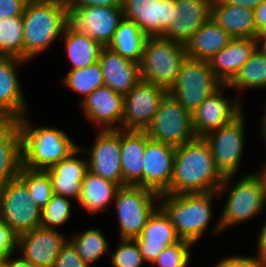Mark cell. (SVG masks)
Segmentation results:
<instances>
[{
    "mask_svg": "<svg viewBox=\"0 0 266 267\" xmlns=\"http://www.w3.org/2000/svg\"><path fill=\"white\" fill-rule=\"evenodd\" d=\"M29 61L0 56V119H20L29 114L18 68Z\"/></svg>",
    "mask_w": 266,
    "mask_h": 267,
    "instance_id": "ac0fdd59",
    "label": "cell"
},
{
    "mask_svg": "<svg viewBox=\"0 0 266 267\" xmlns=\"http://www.w3.org/2000/svg\"><path fill=\"white\" fill-rule=\"evenodd\" d=\"M224 176L216 168L210 146L204 137H195L177 146L169 194L217 191Z\"/></svg>",
    "mask_w": 266,
    "mask_h": 267,
    "instance_id": "6da1fadb",
    "label": "cell"
},
{
    "mask_svg": "<svg viewBox=\"0 0 266 267\" xmlns=\"http://www.w3.org/2000/svg\"><path fill=\"white\" fill-rule=\"evenodd\" d=\"M104 86L125 96L140 80L139 64L122 57L108 47L100 54Z\"/></svg>",
    "mask_w": 266,
    "mask_h": 267,
    "instance_id": "d4e9b609",
    "label": "cell"
},
{
    "mask_svg": "<svg viewBox=\"0 0 266 267\" xmlns=\"http://www.w3.org/2000/svg\"><path fill=\"white\" fill-rule=\"evenodd\" d=\"M147 38L134 22L123 19L107 47L122 57L139 64Z\"/></svg>",
    "mask_w": 266,
    "mask_h": 267,
    "instance_id": "1f68e13d",
    "label": "cell"
},
{
    "mask_svg": "<svg viewBox=\"0 0 266 267\" xmlns=\"http://www.w3.org/2000/svg\"><path fill=\"white\" fill-rule=\"evenodd\" d=\"M144 132L150 140L175 147L196 137L192 127V114L169 93L162 99Z\"/></svg>",
    "mask_w": 266,
    "mask_h": 267,
    "instance_id": "9c48e42d",
    "label": "cell"
},
{
    "mask_svg": "<svg viewBox=\"0 0 266 267\" xmlns=\"http://www.w3.org/2000/svg\"><path fill=\"white\" fill-rule=\"evenodd\" d=\"M61 38L65 44L66 58L71 63L69 70L84 68L99 61L104 46L88 34L78 31L70 23L64 29Z\"/></svg>",
    "mask_w": 266,
    "mask_h": 267,
    "instance_id": "4dcf8cb0",
    "label": "cell"
},
{
    "mask_svg": "<svg viewBox=\"0 0 266 267\" xmlns=\"http://www.w3.org/2000/svg\"><path fill=\"white\" fill-rule=\"evenodd\" d=\"M222 85L211 70L209 61L186 58L168 93L193 114Z\"/></svg>",
    "mask_w": 266,
    "mask_h": 267,
    "instance_id": "ba28073f",
    "label": "cell"
},
{
    "mask_svg": "<svg viewBox=\"0 0 266 267\" xmlns=\"http://www.w3.org/2000/svg\"><path fill=\"white\" fill-rule=\"evenodd\" d=\"M61 79L63 86L81 95L80 103L93 91L104 86L103 73L99 61L84 68L69 70Z\"/></svg>",
    "mask_w": 266,
    "mask_h": 267,
    "instance_id": "e575fe53",
    "label": "cell"
},
{
    "mask_svg": "<svg viewBox=\"0 0 266 267\" xmlns=\"http://www.w3.org/2000/svg\"><path fill=\"white\" fill-rule=\"evenodd\" d=\"M260 228L259 234H257V255L260 256L266 262V218L265 222Z\"/></svg>",
    "mask_w": 266,
    "mask_h": 267,
    "instance_id": "c3c4849f",
    "label": "cell"
},
{
    "mask_svg": "<svg viewBox=\"0 0 266 267\" xmlns=\"http://www.w3.org/2000/svg\"><path fill=\"white\" fill-rule=\"evenodd\" d=\"M214 267H266V262L260 256L230 255L223 257Z\"/></svg>",
    "mask_w": 266,
    "mask_h": 267,
    "instance_id": "60d3db41",
    "label": "cell"
},
{
    "mask_svg": "<svg viewBox=\"0 0 266 267\" xmlns=\"http://www.w3.org/2000/svg\"><path fill=\"white\" fill-rule=\"evenodd\" d=\"M41 212L18 177L0 188V220L18 236L41 225Z\"/></svg>",
    "mask_w": 266,
    "mask_h": 267,
    "instance_id": "8fae6325",
    "label": "cell"
},
{
    "mask_svg": "<svg viewBox=\"0 0 266 267\" xmlns=\"http://www.w3.org/2000/svg\"><path fill=\"white\" fill-rule=\"evenodd\" d=\"M218 3L226 5L241 6L248 9H255L264 0H216Z\"/></svg>",
    "mask_w": 266,
    "mask_h": 267,
    "instance_id": "681fc988",
    "label": "cell"
},
{
    "mask_svg": "<svg viewBox=\"0 0 266 267\" xmlns=\"http://www.w3.org/2000/svg\"><path fill=\"white\" fill-rule=\"evenodd\" d=\"M228 85L231 90L238 91L237 97L241 101L240 95L245 90L266 89V52L258 47Z\"/></svg>",
    "mask_w": 266,
    "mask_h": 267,
    "instance_id": "d6a6232c",
    "label": "cell"
},
{
    "mask_svg": "<svg viewBox=\"0 0 266 267\" xmlns=\"http://www.w3.org/2000/svg\"><path fill=\"white\" fill-rule=\"evenodd\" d=\"M54 1L65 4L68 6L73 0H54Z\"/></svg>",
    "mask_w": 266,
    "mask_h": 267,
    "instance_id": "db71d44e",
    "label": "cell"
},
{
    "mask_svg": "<svg viewBox=\"0 0 266 267\" xmlns=\"http://www.w3.org/2000/svg\"><path fill=\"white\" fill-rule=\"evenodd\" d=\"M234 178L236 179L235 175L225 176L221 186L217 189L220 199L223 198L224 193L227 196H225L226 201H224L218 220L215 221V225L212 224L213 228L210 233L215 234L214 236H220L229 228L243 224L265 212L264 187L255 171L243 174L236 182Z\"/></svg>",
    "mask_w": 266,
    "mask_h": 267,
    "instance_id": "7a4b0ae2",
    "label": "cell"
},
{
    "mask_svg": "<svg viewBox=\"0 0 266 267\" xmlns=\"http://www.w3.org/2000/svg\"><path fill=\"white\" fill-rule=\"evenodd\" d=\"M116 249L110 251L112 267H143L145 262L142 254L132 239H119Z\"/></svg>",
    "mask_w": 266,
    "mask_h": 267,
    "instance_id": "ab89813d",
    "label": "cell"
},
{
    "mask_svg": "<svg viewBox=\"0 0 266 267\" xmlns=\"http://www.w3.org/2000/svg\"><path fill=\"white\" fill-rule=\"evenodd\" d=\"M213 0H175L170 28L165 38L182 44L211 18Z\"/></svg>",
    "mask_w": 266,
    "mask_h": 267,
    "instance_id": "44dd1931",
    "label": "cell"
},
{
    "mask_svg": "<svg viewBox=\"0 0 266 267\" xmlns=\"http://www.w3.org/2000/svg\"><path fill=\"white\" fill-rule=\"evenodd\" d=\"M159 196L152 189L125 185L118 188L114 196L119 239L138 237L149 217L159 207Z\"/></svg>",
    "mask_w": 266,
    "mask_h": 267,
    "instance_id": "52a82bcc",
    "label": "cell"
},
{
    "mask_svg": "<svg viewBox=\"0 0 266 267\" xmlns=\"http://www.w3.org/2000/svg\"><path fill=\"white\" fill-rule=\"evenodd\" d=\"M69 23L107 47L120 22L124 19L122 6H89L68 8Z\"/></svg>",
    "mask_w": 266,
    "mask_h": 267,
    "instance_id": "9a60e30c",
    "label": "cell"
},
{
    "mask_svg": "<svg viewBox=\"0 0 266 267\" xmlns=\"http://www.w3.org/2000/svg\"><path fill=\"white\" fill-rule=\"evenodd\" d=\"M244 113L243 110L231 122L204 136L210 146L216 168L224 177L237 176L243 161L247 131Z\"/></svg>",
    "mask_w": 266,
    "mask_h": 267,
    "instance_id": "30bf717a",
    "label": "cell"
},
{
    "mask_svg": "<svg viewBox=\"0 0 266 267\" xmlns=\"http://www.w3.org/2000/svg\"><path fill=\"white\" fill-rule=\"evenodd\" d=\"M29 0H0V19L22 16Z\"/></svg>",
    "mask_w": 266,
    "mask_h": 267,
    "instance_id": "ee69618b",
    "label": "cell"
},
{
    "mask_svg": "<svg viewBox=\"0 0 266 267\" xmlns=\"http://www.w3.org/2000/svg\"><path fill=\"white\" fill-rule=\"evenodd\" d=\"M18 235L3 221L0 220V260L17 252Z\"/></svg>",
    "mask_w": 266,
    "mask_h": 267,
    "instance_id": "7bdbcfd3",
    "label": "cell"
},
{
    "mask_svg": "<svg viewBox=\"0 0 266 267\" xmlns=\"http://www.w3.org/2000/svg\"><path fill=\"white\" fill-rule=\"evenodd\" d=\"M258 47V38H233L209 60L211 70L222 84H229Z\"/></svg>",
    "mask_w": 266,
    "mask_h": 267,
    "instance_id": "cb8c5ba5",
    "label": "cell"
},
{
    "mask_svg": "<svg viewBox=\"0 0 266 267\" xmlns=\"http://www.w3.org/2000/svg\"><path fill=\"white\" fill-rule=\"evenodd\" d=\"M211 18L233 38H259L253 9L213 0Z\"/></svg>",
    "mask_w": 266,
    "mask_h": 267,
    "instance_id": "83f0119b",
    "label": "cell"
},
{
    "mask_svg": "<svg viewBox=\"0 0 266 267\" xmlns=\"http://www.w3.org/2000/svg\"><path fill=\"white\" fill-rule=\"evenodd\" d=\"M22 17L24 60L29 62L48 51L69 24L67 5L54 0H29Z\"/></svg>",
    "mask_w": 266,
    "mask_h": 267,
    "instance_id": "277c9868",
    "label": "cell"
},
{
    "mask_svg": "<svg viewBox=\"0 0 266 267\" xmlns=\"http://www.w3.org/2000/svg\"><path fill=\"white\" fill-rule=\"evenodd\" d=\"M71 200L70 198L54 194L52 199L42 209L40 226L58 230V227L68 223L73 210Z\"/></svg>",
    "mask_w": 266,
    "mask_h": 267,
    "instance_id": "74e56055",
    "label": "cell"
},
{
    "mask_svg": "<svg viewBox=\"0 0 266 267\" xmlns=\"http://www.w3.org/2000/svg\"><path fill=\"white\" fill-rule=\"evenodd\" d=\"M68 241L89 267H93L92 264L102 259L104 255H110V242H108L100 227L75 232L69 236Z\"/></svg>",
    "mask_w": 266,
    "mask_h": 267,
    "instance_id": "836d02e7",
    "label": "cell"
},
{
    "mask_svg": "<svg viewBox=\"0 0 266 267\" xmlns=\"http://www.w3.org/2000/svg\"><path fill=\"white\" fill-rule=\"evenodd\" d=\"M27 114L17 119L21 134L22 166L31 170H46L69 157L79 148L69 133L51 125L36 127Z\"/></svg>",
    "mask_w": 266,
    "mask_h": 267,
    "instance_id": "3957f363",
    "label": "cell"
},
{
    "mask_svg": "<svg viewBox=\"0 0 266 267\" xmlns=\"http://www.w3.org/2000/svg\"><path fill=\"white\" fill-rule=\"evenodd\" d=\"M0 56L24 60L23 17L0 19Z\"/></svg>",
    "mask_w": 266,
    "mask_h": 267,
    "instance_id": "d590c367",
    "label": "cell"
},
{
    "mask_svg": "<svg viewBox=\"0 0 266 267\" xmlns=\"http://www.w3.org/2000/svg\"><path fill=\"white\" fill-rule=\"evenodd\" d=\"M220 199L217 191L207 193H162L159 206L171 219L180 239L194 245L207 234L213 216V201Z\"/></svg>",
    "mask_w": 266,
    "mask_h": 267,
    "instance_id": "5b68a950",
    "label": "cell"
},
{
    "mask_svg": "<svg viewBox=\"0 0 266 267\" xmlns=\"http://www.w3.org/2000/svg\"><path fill=\"white\" fill-rule=\"evenodd\" d=\"M123 5V0H73L67 7L79 8L89 6L118 7Z\"/></svg>",
    "mask_w": 266,
    "mask_h": 267,
    "instance_id": "f6af8a7d",
    "label": "cell"
},
{
    "mask_svg": "<svg viewBox=\"0 0 266 267\" xmlns=\"http://www.w3.org/2000/svg\"><path fill=\"white\" fill-rule=\"evenodd\" d=\"M22 167L21 134L15 119H0V188Z\"/></svg>",
    "mask_w": 266,
    "mask_h": 267,
    "instance_id": "4316f807",
    "label": "cell"
},
{
    "mask_svg": "<svg viewBox=\"0 0 266 267\" xmlns=\"http://www.w3.org/2000/svg\"><path fill=\"white\" fill-rule=\"evenodd\" d=\"M144 262L151 265L161 251L180 240L169 216L159 206L149 217L141 234L133 239Z\"/></svg>",
    "mask_w": 266,
    "mask_h": 267,
    "instance_id": "7402d4cb",
    "label": "cell"
},
{
    "mask_svg": "<svg viewBox=\"0 0 266 267\" xmlns=\"http://www.w3.org/2000/svg\"><path fill=\"white\" fill-rule=\"evenodd\" d=\"M228 84H223L192 114V127L196 137H204L231 122L244 109L243 102L236 96L232 99L226 96Z\"/></svg>",
    "mask_w": 266,
    "mask_h": 267,
    "instance_id": "4fadbf2b",
    "label": "cell"
},
{
    "mask_svg": "<svg viewBox=\"0 0 266 267\" xmlns=\"http://www.w3.org/2000/svg\"><path fill=\"white\" fill-rule=\"evenodd\" d=\"M186 58L184 44L163 36L148 37L139 63L140 77L169 90Z\"/></svg>",
    "mask_w": 266,
    "mask_h": 267,
    "instance_id": "8992f818",
    "label": "cell"
},
{
    "mask_svg": "<svg viewBox=\"0 0 266 267\" xmlns=\"http://www.w3.org/2000/svg\"><path fill=\"white\" fill-rule=\"evenodd\" d=\"M263 164H261L262 167L260 166L259 170L255 171V173L260 177V179L263 183L264 195H265V199H266V162H264Z\"/></svg>",
    "mask_w": 266,
    "mask_h": 267,
    "instance_id": "816d5d0a",
    "label": "cell"
},
{
    "mask_svg": "<svg viewBox=\"0 0 266 267\" xmlns=\"http://www.w3.org/2000/svg\"><path fill=\"white\" fill-rule=\"evenodd\" d=\"M53 267H89L67 241L60 250Z\"/></svg>",
    "mask_w": 266,
    "mask_h": 267,
    "instance_id": "b9f144b4",
    "label": "cell"
},
{
    "mask_svg": "<svg viewBox=\"0 0 266 267\" xmlns=\"http://www.w3.org/2000/svg\"><path fill=\"white\" fill-rule=\"evenodd\" d=\"M18 178L27 186L33 202L43 209L54 193L50 176L45 170H31L21 167Z\"/></svg>",
    "mask_w": 266,
    "mask_h": 267,
    "instance_id": "8d00e7d4",
    "label": "cell"
},
{
    "mask_svg": "<svg viewBox=\"0 0 266 267\" xmlns=\"http://www.w3.org/2000/svg\"><path fill=\"white\" fill-rule=\"evenodd\" d=\"M90 148L79 146L88 160L89 171L123 186L120 161V129L97 130Z\"/></svg>",
    "mask_w": 266,
    "mask_h": 267,
    "instance_id": "5bb4252c",
    "label": "cell"
},
{
    "mask_svg": "<svg viewBox=\"0 0 266 267\" xmlns=\"http://www.w3.org/2000/svg\"><path fill=\"white\" fill-rule=\"evenodd\" d=\"M118 188L116 183L88 171L82 182L81 194L77 203L82 210H86L91 215H98L101 212L112 215L108 206L113 205L112 202Z\"/></svg>",
    "mask_w": 266,
    "mask_h": 267,
    "instance_id": "f546056e",
    "label": "cell"
},
{
    "mask_svg": "<svg viewBox=\"0 0 266 267\" xmlns=\"http://www.w3.org/2000/svg\"><path fill=\"white\" fill-rule=\"evenodd\" d=\"M149 140L144 131L120 129V161L123 186L142 187L144 151Z\"/></svg>",
    "mask_w": 266,
    "mask_h": 267,
    "instance_id": "484cf974",
    "label": "cell"
},
{
    "mask_svg": "<svg viewBox=\"0 0 266 267\" xmlns=\"http://www.w3.org/2000/svg\"><path fill=\"white\" fill-rule=\"evenodd\" d=\"M45 171L50 176L53 193L74 199L77 203L81 194L82 182L89 171L87 157L80 147L69 157L55 163Z\"/></svg>",
    "mask_w": 266,
    "mask_h": 267,
    "instance_id": "603a6c76",
    "label": "cell"
},
{
    "mask_svg": "<svg viewBox=\"0 0 266 267\" xmlns=\"http://www.w3.org/2000/svg\"><path fill=\"white\" fill-rule=\"evenodd\" d=\"M259 47L266 52V33H262L259 35Z\"/></svg>",
    "mask_w": 266,
    "mask_h": 267,
    "instance_id": "f5cc1de1",
    "label": "cell"
},
{
    "mask_svg": "<svg viewBox=\"0 0 266 267\" xmlns=\"http://www.w3.org/2000/svg\"><path fill=\"white\" fill-rule=\"evenodd\" d=\"M233 37L212 18L208 19L185 44L187 58L209 61Z\"/></svg>",
    "mask_w": 266,
    "mask_h": 267,
    "instance_id": "f1b7e54d",
    "label": "cell"
},
{
    "mask_svg": "<svg viewBox=\"0 0 266 267\" xmlns=\"http://www.w3.org/2000/svg\"><path fill=\"white\" fill-rule=\"evenodd\" d=\"M266 104V103H265ZM264 109V116L262 117V121L260 120V125L261 126H259L260 128H259V132H260V137H261V139H263V141H264V144L266 145V105H265V107L263 108Z\"/></svg>",
    "mask_w": 266,
    "mask_h": 267,
    "instance_id": "f907efd6",
    "label": "cell"
},
{
    "mask_svg": "<svg viewBox=\"0 0 266 267\" xmlns=\"http://www.w3.org/2000/svg\"><path fill=\"white\" fill-rule=\"evenodd\" d=\"M13 255L16 257H14ZM18 255L19 257L17 256V252L8 254L0 260V264L3 267H35L28 260L24 259L20 254Z\"/></svg>",
    "mask_w": 266,
    "mask_h": 267,
    "instance_id": "bcb514c9",
    "label": "cell"
},
{
    "mask_svg": "<svg viewBox=\"0 0 266 267\" xmlns=\"http://www.w3.org/2000/svg\"><path fill=\"white\" fill-rule=\"evenodd\" d=\"M175 0H123L124 19L134 22L147 37L164 36L170 28Z\"/></svg>",
    "mask_w": 266,
    "mask_h": 267,
    "instance_id": "2e32d148",
    "label": "cell"
},
{
    "mask_svg": "<svg viewBox=\"0 0 266 267\" xmlns=\"http://www.w3.org/2000/svg\"><path fill=\"white\" fill-rule=\"evenodd\" d=\"M192 242L180 239L178 242L166 246L155 258L151 266L155 267H188L191 262Z\"/></svg>",
    "mask_w": 266,
    "mask_h": 267,
    "instance_id": "f35d334b",
    "label": "cell"
},
{
    "mask_svg": "<svg viewBox=\"0 0 266 267\" xmlns=\"http://www.w3.org/2000/svg\"><path fill=\"white\" fill-rule=\"evenodd\" d=\"M67 241L68 237L59 229L39 226L18 236L17 254L35 267H53Z\"/></svg>",
    "mask_w": 266,
    "mask_h": 267,
    "instance_id": "e0dca14e",
    "label": "cell"
},
{
    "mask_svg": "<svg viewBox=\"0 0 266 267\" xmlns=\"http://www.w3.org/2000/svg\"><path fill=\"white\" fill-rule=\"evenodd\" d=\"M254 19L259 35L266 33V0L254 9Z\"/></svg>",
    "mask_w": 266,
    "mask_h": 267,
    "instance_id": "7dc6e473",
    "label": "cell"
},
{
    "mask_svg": "<svg viewBox=\"0 0 266 267\" xmlns=\"http://www.w3.org/2000/svg\"><path fill=\"white\" fill-rule=\"evenodd\" d=\"M84 117L99 130L121 129L124 96L107 86L93 91L79 104Z\"/></svg>",
    "mask_w": 266,
    "mask_h": 267,
    "instance_id": "d6986e66",
    "label": "cell"
},
{
    "mask_svg": "<svg viewBox=\"0 0 266 267\" xmlns=\"http://www.w3.org/2000/svg\"><path fill=\"white\" fill-rule=\"evenodd\" d=\"M167 93L162 86L141 79L124 96L122 130L144 131Z\"/></svg>",
    "mask_w": 266,
    "mask_h": 267,
    "instance_id": "7c38bea8",
    "label": "cell"
},
{
    "mask_svg": "<svg viewBox=\"0 0 266 267\" xmlns=\"http://www.w3.org/2000/svg\"><path fill=\"white\" fill-rule=\"evenodd\" d=\"M176 147L149 140L144 151L142 187L164 193L171 184Z\"/></svg>",
    "mask_w": 266,
    "mask_h": 267,
    "instance_id": "ffe728a7",
    "label": "cell"
}]
</instances>
